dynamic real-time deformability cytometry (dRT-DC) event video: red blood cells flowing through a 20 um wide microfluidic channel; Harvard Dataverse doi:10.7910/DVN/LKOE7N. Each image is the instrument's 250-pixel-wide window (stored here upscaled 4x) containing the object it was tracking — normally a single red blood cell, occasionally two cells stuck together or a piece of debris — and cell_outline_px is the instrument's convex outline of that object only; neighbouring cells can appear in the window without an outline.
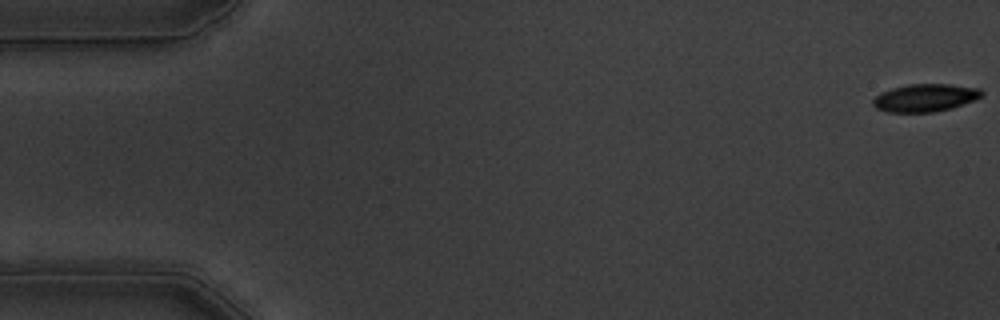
{"species": "common noctule bat (a hibernating species)", "species_latin": "Nyctalus noctula", "temperature_condition": "warm", "stored_images_in_passage": 56, "camera_frame_rate_fps": 3000, "um_per_image_px": 0.085, "animal": {"sex": "male", "body_mass_g": 19.5, "forearm_length_mm": 54.6}, "frame": {"image": 1, "passage_image": 1, "time_ms": 0.0, "image_size_px": [1000, 320], "cell_outline_px": [[984, 96], [936, 112], [888, 112], [876, 108], [872, 104], [872, 100], [880, 92], [892, 88], [908, 84], [952, 84], [980, 88], [984, 92]], "centroid_in_image_um": [78.62, 8.3], "position_along_channel_um": 6.4, "area_um2": 17.51}}
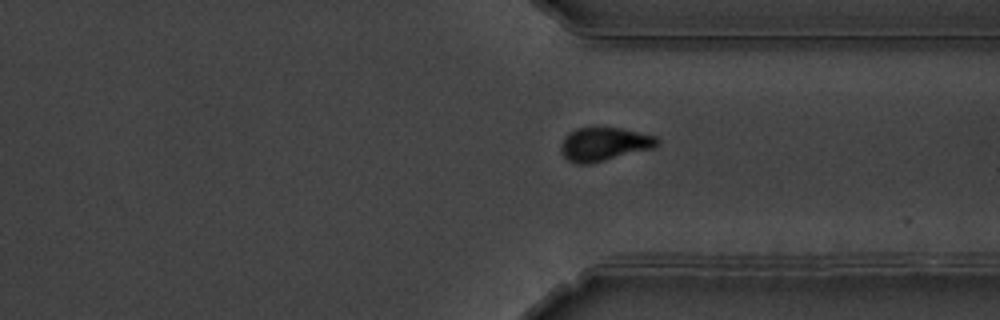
{"frame": {"image": 2, "passage_image": 42, "time_ms": 13.667, "image_size_px": [1000, 320], "cell_outline_px": [[660, 144], [656, 148], [592, 164], [576, 164], [568, 160], [560, 152], [560, 148], [564, 140], [576, 128], [620, 128], [656, 136], [660, 140]], "centroid_in_image_um": [51.42, 12.28], "position_along_channel_um": 360.0, "area_um2": 18.9}}
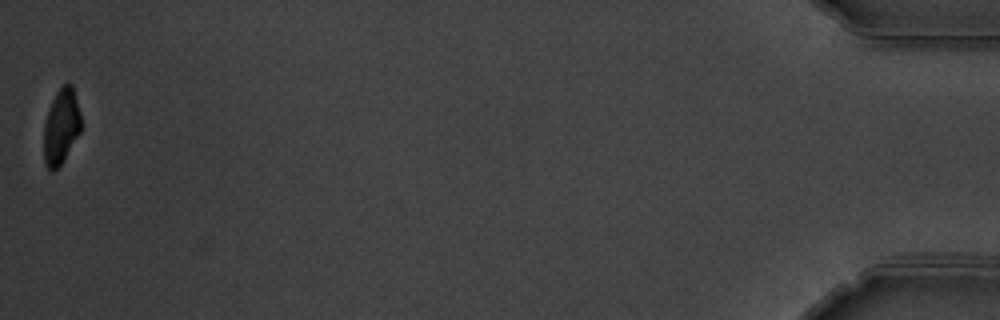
{"frame": {"image": 3, "passage_image": 56, "time_ms": 18.333, "image_size_px": [1000, 320], "cell_outline_px": [[80, 132], [64, 160], [52, 172], [44, 164], [44, 124], [48, 108], [56, 92], [64, 84], [72, 84], [80, 112]], "centroid_in_image_um": [5.18, 10.75], "position_along_channel_um": 430.0, "area_um2": 16.24}, "authors_computed_cell_mechanics": {"area_um2": 18.8717, "velocity_mm_per_s": 3.6082, "shape_relaxation_time_tau1_ms": 4.2553, "shape_relaxation_time_tau2_ms": 4.4965, "deformation_change_tau1": 0.1397, "deformation_change_tau2": 0.1039}}